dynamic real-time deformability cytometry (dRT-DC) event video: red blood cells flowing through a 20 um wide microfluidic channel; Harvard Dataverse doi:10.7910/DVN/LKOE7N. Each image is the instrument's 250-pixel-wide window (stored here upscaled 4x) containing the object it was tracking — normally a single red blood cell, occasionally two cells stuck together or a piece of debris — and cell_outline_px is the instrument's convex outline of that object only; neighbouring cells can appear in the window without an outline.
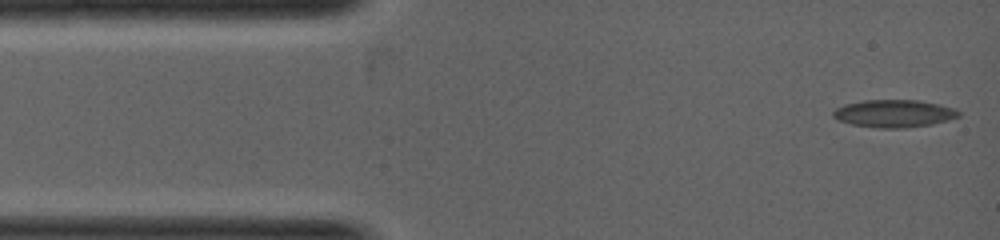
{"species": "common noctule bat (a hibernating species)", "species_latin": "Nyctalus noctula", "temperature_condition": "warm", "stored_images_in_passage": 4, "camera_frame_rate_fps": 5000, "um_per_image_px": 0.085, "animal": {"sex": "female", "body_mass_g": 19.0, "forearm_length_mm": 53.3}, "frame": {"image": 1, "passage_image": 1, "time_ms": 0.0, "image_size_px": [1000, 240], "cell_outline_px": [[960, 116], [948, 120], [932, 124], [904, 128], [880, 128], [852, 124], [836, 120], [832, 116], [832, 112], [836, 108], [844, 104], [864, 100], [916, 100], [940, 104], [956, 108], [960, 112]], "centroid_in_image_um": [75.99, 9.64], "position_along_channel_um": 9.0, "area_um2": 20.29}}
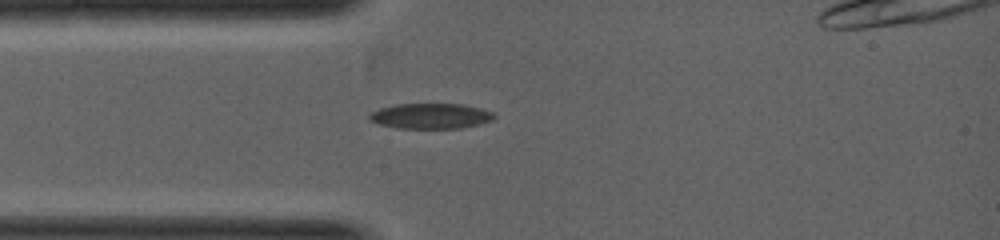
{"frame": {"image": 2, "passage_image": 4, "time_ms": 1.4, "image_size_px": [1000, 240], "cell_outline_px": [[496, 116], [492, 120], [480, 124], [460, 128], [396, 128], [380, 124], [372, 120], [368, 116], [372, 112], [380, 108], [396, 104], [464, 104], [496, 112]], "centroid_in_image_um": [36.67, 9.86], "position_along_channel_um": 48.3, "area_um2": 18.44}}